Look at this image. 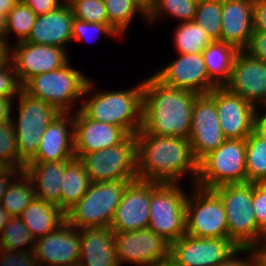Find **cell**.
Here are the masks:
<instances>
[{
    "mask_svg": "<svg viewBox=\"0 0 266 266\" xmlns=\"http://www.w3.org/2000/svg\"><path fill=\"white\" fill-rule=\"evenodd\" d=\"M68 115L61 113L45 128L38 150L29 162H58L75 158L74 115Z\"/></svg>",
    "mask_w": 266,
    "mask_h": 266,
    "instance_id": "7402d4cb",
    "label": "cell"
},
{
    "mask_svg": "<svg viewBox=\"0 0 266 266\" xmlns=\"http://www.w3.org/2000/svg\"><path fill=\"white\" fill-rule=\"evenodd\" d=\"M186 199V234L201 238H228L226 211L213 189L193 185Z\"/></svg>",
    "mask_w": 266,
    "mask_h": 266,
    "instance_id": "8fae6325",
    "label": "cell"
},
{
    "mask_svg": "<svg viewBox=\"0 0 266 266\" xmlns=\"http://www.w3.org/2000/svg\"><path fill=\"white\" fill-rule=\"evenodd\" d=\"M139 9L148 16L149 13L153 10L156 0H132Z\"/></svg>",
    "mask_w": 266,
    "mask_h": 266,
    "instance_id": "db71d44e",
    "label": "cell"
},
{
    "mask_svg": "<svg viewBox=\"0 0 266 266\" xmlns=\"http://www.w3.org/2000/svg\"><path fill=\"white\" fill-rule=\"evenodd\" d=\"M109 25L118 33L124 34L139 12L147 19V16L139 9V7L132 0H104ZM125 31V32H124Z\"/></svg>",
    "mask_w": 266,
    "mask_h": 266,
    "instance_id": "e575fe53",
    "label": "cell"
},
{
    "mask_svg": "<svg viewBox=\"0 0 266 266\" xmlns=\"http://www.w3.org/2000/svg\"><path fill=\"white\" fill-rule=\"evenodd\" d=\"M0 266H39L34 251H13L0 248Z\"/></svg>",
    "mask_w": 266,
    "mask_h": 266,
    "instance_id": "b9f144b4",
    "label": "cell"
},
{
    "mask_svg": "<svg viewBox=\"0 0 266 266\" xmlns=\"http://www.w3.org/2000/svg\"><path fill=\"white\" fill-rule=\"evenodd\" d=\"M223 87L255 107L260 101L266 108V63L251 57L244 50L239 51L235 56L229 79Z\"/></svg>",
    "mask_w": 266,
    "mask_h": 266,
    "instance_id": "d6986e66",
    "label": "cell"
},
{
    "mask_svg": "<svg viewBox=\"0 0 266 266\" xmlns=\"http://www.w3.org/2000/svg\"><path fill=\"white\" fill-rule=\"evenodd\" d=\"M246 182V139H226L198 163V187L214 189Z\"/></svg>",
    "mask_w": 266,
    "mask_h": 266,
    "instance_id": "52a82bcc",
    "label": "cell"
},
{
    "mask_svg": "<svg viewBox=\"0 0 266 266\" xmlns=\"http://www.w3.org/2000/svg\"><path fill=\"white\" fill-rule=\"evenodd\" d=\"M137 142V178L157 183H180L184 173H192L195 185L198 162L189 139L158 136L142 128L135 134Z\"/></svg>",
    "mask_w": 266,
    "mask_h": 266,
    "instance_id": "6da1fadb",
    "label": "cell"
},
{
    "mask_svg": "<svg viewBox=\"0 0 266 266\" xmlns=\"http://www.w3.org/2000/svg\"><path fill=\"white\" fill-rule=\"evenodd\" d=\"M241 253L250 254V257L246 259L238 258L237 255ZM246 260V261H245ZM217 266H255L253 253L250 248H240L235 254H233L228 260Z\"/></svg>",
    "mask_w": 266,
    "mask_h": 266,
    "instance_id": "7dc6e473",
    "label": "cell"
},
{
    "mask_svg": "<svg viewBox=\"0 0 266 266\" xmlns=\"http://www.w3.org/2000/svg\"><path fill=\"white\" fill-rule=\"evenodd\" d=\"M254 130L266 141V112L260 115L258 114Z\"/></svg>",
    "mask_w": 266,
    "mask_h": 266,
    "instance_id": "816d5d0a",
    "label": "cell"
},
{
    "mask_svg": "<svg viewBox=\"0 0 266 266\" xmlns=\"http://www.w3.org/2000/svg\"><path fill=\"white\" fill-rule=\"evenodd\" d=\"M154 266H175V265L171 261H168Z\"/></svg>",
    "mask_w": 266,
    "mask_h": 266,
    "instance_id": "91938a15",
    "label": "cell"
},
{
    "mask_svg": "<svg viewBox=\"0 0 266 266\" xmlns=\"http://www.w3.org/2000/svg\"><path fill=\"white\" fill-rule=\"evenodd\" d=\"M38 265L65 266L80 260V232L66 220L54 231L35 240Z\"/></svg>",
    "mask_w": 266,
    "mask_h": 266,
    "instance_id": "ffe728a7",
    "label": "cell"
},
{
    "mask_svg": "<svg viewBox=\"0 0 266 266\" xmlns=\"http://www.w3.org/2000/svg\"><path fill=\"white\" fill-rule=\"evenodd\" d=\"M82 266H119L115 252V233L110 227L80 229Z\"/></svg>",
    "mask_w": 266,
    "mask_h": 266,
    "instance_id": "d4e9b609",
    "label": "cell"
},
{
    "mask_svg": "<svg viewBox=\"0 0 266 266\" xmlns=\"http://www.w3.org/2000/svg\"><path fill=\"white\" fill-rule=\"evenodd\" d=\"M240 248L229 238H201L185 234L170 244L175 266H217Z\"/></svg>",
    "mask_w": 266,
    "mask_h": 266,
    "instance_id": "7c38bea8",
    "label": "cell"
},
{
    "mask_svg": "<svg viewBox=\"0 0 266 266\" xmlns=\"http://www.w3.org/2000/svg\"><path fill=\"white\" fill-rule=\"evenodd\" d=\"M73 20L71 8L64 0L59 8L36 17L31 32L25 41L65 49V44L72 41Z\"/></svg>",
    "mask_w": 266,
    "mask_h": 266,
    "instance_id": "cb8c5ba5",
    "label": "cell"
},
{
    "mask_svg": "<svg viewBox=\"0 0 266 266\" xmlns=\"http://www.w3.org/2000/svg\"><path fill=\"white\" fill-rule=\"evenodd\" d=\"M193 21L205 31L212 41H220L222 0H203L198 2Z\"/></svg>",
    "mask_w": 266,
    "mask_h": 266,
    "instance_id": "d6a6232c",
    "label": "cell"
},
{
    "mask_svg": "<svg viewBox=\"0 0 266 266\" xmlns=\"http://www.w3.org/2000/svg\"><path fill=\"white\" fill-rule=\"evenodd\" d=\"M142 88L143 81L131 89L97 92L79 109L92 120L118 126L134 135L142 127Z\"/></svg>",
    "mask_w": 266,
    "mask_h": 266,
    "instance_id": "3957f363",
    "label": "cell"
},
{
    "mask_svg": "<svg viewBox=\"0 0 266 266\" xmlns=\"http://www.w3.org/2000/svg\"><path fill=\"white\" fill-rule=\"evenodd\" d=\"M198 2L194 0H156L153 10L147 16L150 23L162 14L171 15L182 22L193 21Z\"/></svg>",
    "mask_w": 266,
    "mask_h": 266,
    "instance_id": "8d00e7d4",
    "label": "cell"
},
{
    "mask_svg": "<svg viewBox=\"0 0 266 266\" xmlns=\"http://www.w3.org/2000/svg\"><path fill=\"white\" fill-rule=\"evenodd\" d=\"M36 17L37 15L19 0L7 15L6 42L7 37L9 38L12 32L18 37L17 42L25 41L31 32Z\"/></svg>",
    "mask_w": 266,
    "mask_h": 266,
    "instance_id": "74e56055",
    "label": "cell"
},
{
    "mask_svg": "<svg viewBox=\"0 0 266 266\" xmlns=\"http://www.w3.org/2000/svg\"><path fill=\"white\" fill-rule=\"evenodd\" d=\"M239 50L221 41H212L202 52L209 78L223 86L229 79L236 54Z\"/></svg>",
    "mask_w": 266,
    "mask_h": 266,
    "instance_id": "f1b7e54d",
    "label": "cell"
},
{
    "mask_svg": "<svg viewBox=\"0 0 266 266\" xmlns=\"http://www.w3.org/2000/svg\"><path fill=\"white\" fill-rule=\"evenodd\" d=\"M20 176L22 178L15 177L10 182L0 203L12 217H20L24 209L35 198L34 185L31 179L24 171L21 172Z\"/></svg>",
    "mask_w": 266,
    "mask_h": 266,
    "instance_id": "f546056e",
    "label": "cell"
},
{
    "mask_svg": "<svg viewBox=\"0 0 266 266\" xmlns=\"http://www.w3.org/2000/svg\"><path fill=\"white\" fill-rule=\"evenodd\" d=\"M244 51L266 63V31H253L249 45Z\"/></svg>",
    "mask_w": 266,
    "mask_h": 266,
    "instance_id": "ee69618b",
    "label": "cell"
},
{
    "mask_svg": "<svg viewBox=\"0 0 266 266\" xmlns=\"http://www.w3.org/2000/svg\"><path fill=\"white\" fill-rule=\"evenodd\" d=\"M0 235L2 249L27 252L26 248L24 250L21 248L27 245L28 251L34 250L35 238L20 217H12Z\"/></svg>",
    "mask_w": 266,
    "mask_h": 266,
    "instance_id": "836d02e7",
    "label": "cell"
},
{
    "mask_svg": "<svg viewBox=\"0 0 266 266\" xmlns=\"http://www.w3.org/2000/svg\"><path fill=\"white\" fill-rule=\"evenodd\" d=\"M21 172L16 168L0 167V203L10 182L14 177H17V174L20 175Z\"/></svg>",
    "mask_w": 266,
    "mask_h": 266,
    "instance_id": "c3c4849f",
    "label": "cell"
},
{
    "mask_svg": "<svg viewBox=\"0 0 266 266\" xmlns=\"http://www.w3.org/2000/svg\"><path fill=\"white\" fill-rule=\"evenodd\" d=\"M254 31H266V0L253 1Z\"/></svg>",
    "mask_w": 266,
    "mask_h": 266,
    "instance_id": "bcb514c9",
    "label": "cell"
},
{
    "mask_svg": "<svg viewBox=\"0 0 266 266\" xmlns=\"http://www.w3.org/2000/svg\"><path fill=\"white\" fill-rule=\"evenodd\" d=\"M92 181L84 164L77 158L65 161L61 181V210L66 213L88 191Z\"/></svg>",
    "mask_w": 266,
    "mask_h": 266,
    "instance_id": "83f0119b",
    "label": "cell"
},
{
    "mask_svg": "<svg viewBox=\"0 0 266 266\" xmlns=\"http://www.w3.org/2000/svg\"><path fill=\"white\" fill-rule=\"evenodd\" d=\"M198 95L166 86L151 75L143 81L141 128L152 135L188 139L192 107Z\"/></svg>",
    "mask_w": 266,
    "mask_h": 266,
    "instance_id": "7a4b0ae2",
    "label": "cell"
},
{
    "mask_svg": "<svg viewBox=\"0 0 266 266\" xmlns=\"http://www.w3.org/2000/svg\"><path fill=\"white\" fill-rule=\"evenodd\" d=\"M7 15L0 14V39L6 40Z\"/></svg>",
    "mask_w": 266,
    "mask_h": 266,
    "instance_id": "680465c9",
    "label": "cell"
},
{
    "mask_svg": "<svg viewBox=\"0 0 266 266\" xmlns=\"http://www.w3.org/2000/svg\"><path fill=\"white\" fill-rule=\"evenodd\" d=\"M70 65L68 62L57 70L30 78L22 85V90L56 107L61 113H70L75 101L89 94L94 87L89 78Z\"/></svg>",
    "mask_w": 266,
    "mask_h": 266,
    "instance_id": "277c9868",
    "label": "cell"
},
{
    "mask_svg": "<svg viewBox=\"0 0 266 266\" xmlns=\"http://www.w3.org/2000/svg\"><path fill=\"white\" fill-rule=\"evenodd\" d=\"M247 182H266V141L254 130L246 138Z\"/></svg>",
    "mask_w": 266,
    "mask_h": 266,
    "instance_id": "4dcf8cb0",
    "label": "cell"
},
{
    "mask_svg": "<svg viewBox=\"0 0 266 266\" xmlns=\"http://www.w3.org/2000/svg\"><path fill=\"white\" fill-rule=\"evenodd\" d=\"M9 61H10L9 42L0 39V66L5 65Z\"/></svg>",
    "mask_w": 266,
    "mask_h": 266,
    "instance_id": "f5cc1de1",
    "label": "cell"
},
{
    "mask_svg": "<svg viewBox=\"0 0 266 266\" xmlns=\"http://www.w3.org/2000/svg\"><path fill=\"white\" fill-rule=\"evenodd\" d=\"M97 33L99 36L100 34L109 35L112 37H120L118 33L109 25V24H98V23H91V22H84L77 19H74L72 22V42L74 41H90L89 34ZM97 35V36H98ZM96 36V37H97ZM98 38V37H97ZM90 39L91 36H90ZM95 39V38H93Z\"/></svg>",
    "mask_w": 266,
    "mask_h": 266,
    "instance_id": "ab89813d",
    "label": "cell"
},
{
    "mask_svg": "<svg viewBox=\"0 0 266 266\" xmlns=\"http://www.w3.org/2000/svg\"><path fill=\"white\" fill-rule=\"evenodd\" d=\"M67 52V49L58 46L21 41L10 47V61L23 85L36 75L54 71L66 65L70 61Z\"/></svg>",
    "mask_w": 266,
    "mask_h": 266,
    "instance_id": "e0dca14e",
    "label": "cell"
},
{
    "mask_svg": "<svg viewBox=\"0 0 266 266\" xmlns=\"http://www.w3.org/2000/svg\"><path fill=\"white\" fill-rule=\"evenodd\" d=\"M214 100L226 139H246L255 129L257 107L241 96L217 86L208 93Z\"/></svg>",
    "mask_w": 266,
    "mask_h": 266,
    "instance_id": "5bb4252c",
    "label": "cell"
},
{
    "mask_svg": "<svg viewBox=\"0 0 266 266\" xmlns=\"http://www.w3.org/2000/svg\"><path fill=\"white\" fill-rule=\"evenodd\" d=\"M74 19L109 24L104 0H66Z\"/></svg>",
    "mask_w": 266,
    "mask_h": 266,
    "instance_id": "f35d334b",
    "label": "cell"
},
{
    "mask_svg": "<svg viewBox=\"0 0 266 266\" xmlns=\"http://www.w3.org/2000/svg\"><path fill=\"white\" fill-rule=\"evenodd\" d=\"M253 1L222 0L220 41L245 50L253 34Z\"/></svg>",
    "mask_w": 266,
    "mask_h": 266,
    "instance_id": "603a6c76",
    "label": "cell"
},
{
    "mask_svg": "<svg viewBox=\"0 0 266 266\" xmlns=\"http://www.w3.org/2000/svg\"><path fill=\"white\" fill-rule=\"evenodd\" d=\"M252 247H266V224L261 227L258 238Z\"/></svg>",
    "mask_w": 266,
    "mask_h": 266,
    "instance_id": "6f0895ef",
    "label": "cell"
},
{
    "mask_svg": "<svg viewBox=\"0 0 266 266\" xmlns=\"http://www.w3.org/2000/svg\"><path fill=\"white\" fill-rule=\"evenodd\" d=\"M226 211L228 238L239 248H251L261 227L253 206V183L225 184L213 189Z\"/></svg>",
    "mask_w": 266,
    "mask_h": 266,
    "instance_id": "8992f818",
    "label": "cell"
},
{
    "mask_svg": "<svg viewBox=\"0 0 266 266\" xmlns=\"http://www.w3.org/2000/svg\"><path fill=\"white\" fill-rule=\"evenodd\" d=\"M65 266H82V265L79 262H76V263L65 265Z\"/></svg>",
    "mask_w": 266,
    "mask_h": 266,
    "instance_id": "94428289",
    "label": "cell"
},
{
    "mask_svg": "<svg viewBox=\"0 0 266 266\" xmlns=\"http://www.w3.org/2000/svg\"><path fill=\"white\" fill-rule=\"evenodd\" d=\"M158 184L138 178L127 183L110 223L114 233L148 228L150 192Z\"/></svg>",
    "mask_w": 266,
    "mask_h": 266,
    "instance_id": "2e32d148",
    "label": "cell"
},
{
    "mask_svg": "<svg viewBox=\"0 0 266 266\" xmlns=\"http://www.w3.org/2000/svg\"><path fill=\"white\" fill-rule=\"evenodd\" d=\"M25 163L19 158L17 140L11 119L0 122V167L24 171Z\"/></svg>",
    "mask_w": 266,
    "mask_h": 266,
    "instance_id": "d590c367",
    "label": "cell"
},
{
    "mask_svg": "<svg viewBox=\"0 0 266 266\" xmlns=\"http://www.w3.org/2000/svg\"><path fill=\"white\" fill-rule=\"evenodd\" d=\"M129 181L132 180L92 182L82 198L65 213V220L78 230L110 227Z\"/></svg>",
    "mask_w": 266,
    "mask_h": 266,
    "instance_id": "5b68a950",
    "label": "cell"
},
{
    "mask_svg": "<svg viewBox=\"0 0 266 266\" xmlns=\"http://www.w3.org/2000/svg\"><path fill=\"white\" fill-rule=\"evenodd\" d=\"M253 206L257 224H266V182L253 183Z\"/></svg>",
    "mask_w": 266,
    "mask_h": 266,
    "instance_id": "7bdbcfd3",
    "label": "cell"
},
{
    "mask_svg": "<svg viewBox=\"0 0 266 266\" xmlns=\"http://www.w3.org/2000/svg\"><path fill=\"white\" fill-rule=\"evenodd\" d=\"M188 139L198 163L226 140L220 127L215 100L208 93L199 94L193 104Z\"/></svg>",
    "mask_w": 266,
    "mask_h": 266,
    "instance_id": "9a60e30c",
    "label": "cell"
},
{
    "mask_svg": "<svg viewBox=\"0 0 266 266\" xmlns=\"http://www.w3.org/2000/svg\"><path fill=\"white\" fill-rule=\"evenodd\" d=\"M12 100L0 98V122L11 119Z\"/></svg>",
    "mask_w": 266,
    "mask_h": 266,
    "instance_id": "681fc988",
    "label": "cell"
},
{
    "mask_svg": "<svg viewBox=\"0 0 266 266\" xmlns=\"http://www.w3.org/2000/svg\"><path fill=\"white\" fill-rule=\"evenodd\" d=\"M22 91L17 72L11 61L0 66V98L13 100Z\"/></svg>",
    "mask_w": 266,
    "mask_h": 266,
    "instance_id": "60d3db41",
    "label": "cell"
},
{
    "mask_svg": "<svg viewBox=\"0 0 266 266\" xmlns=\"http://www.w3.org/2000/svg\"><path fill=\"white\" fill-rule=\"evenodd\" d=\"M115 252L119 266L123 262L154 266L170 261V243L149 228L115 233Z\"/></svg>",
    "mask_w": 266,
    "mask_h": 266,
    "instance_id": "4fadbf2b",
    "label": "cell"
},
{
    "mask_svg": "<svg viewBox=\"0 0 266 266\" xmlns=\"http://www.w3.org/2000/svg\"><path fill=\"white\" fill-rule=\"evenodd\" d=\"M179 55L153 76L166 86L197 94H207L217 87L207 74L202 52Z\"/></svg>",
    "mask_w": 266,
    "mask_h": 266,
    "instance_id": "ac0fdd59",
    "label": "cell"
},
{
    "mask_svg": "<svg viewBox=\"0 0 266 266\" xmlns=\"http://www.w3.org/2000/svg\"><path fill=\"white\" fill-rule=\"evenodd\" d=\"M17 123L12 119L19 158L27 164L36 154L45 128L61 112L49 103L31 97L23 90L19 93Z\"/></svg>",
    "mask_w": 266,
    "mask_h": 266,
    "instance_id": "9c48e42d",
    "label": "cell"
},
{
    "mask_svg": "<svg viewBox=\"0 0 266 266\" xmlns=\"http://www.w3.org/2000/svg\"><path fill=\"white\" fill-rule=\"evenodd\" d=\"M26 4L37 16L49 13L59 8L63 3L60 0H21Z\"/></svg>",
    "mask_w": 266,
    "mask_h": 266,
    "instance_id": "f6af8a7d",
    "label": "cell"
},
{
    "mask_svg": "<svg viewBox=\"0 0 266 266\" xmlns=\"http://www.w3.org/2000/svg\"><path fill=\"white\" fill-rule=\"evenodd\" d=\"M174 44L179 54L201 53L212 42L194 21L181 22L174 33Z\"/></svg>",
    "mask_w": 266,
    "mask_h": 266,
    "instance_id": "1f68e13d",
    "label": "cell"
},
{
    "mask_svg": "<svg viewBox=\"0 0 266 266\" xmlns=\"http://www.w3.org/2000/svg\"><path fill=\"white\" fill-rule=\"evenodd\" d=\"M65 161L28 162L24 172L34 185L35 198L57 205L61 209V181Z\"/></svg>",
    "mask_w": 266,
    "mask_h": 266,
    "instance_id": "484cf974",
    "label": "cell"
},
{
    "mask_svg": "<svg viewBox=\"0 0 266 266\" xmlns=\"http://www.w3.org/2000/svg\"><path fill=\"white\" fill-rule=\"evenodd\" d=\"M187 196L179 183H159L150 192L148 228L170 244L186 234Z\"/></svg>",
    "mask_w": 266,
    "mask_h": 266,
    "instance_id": "ba28073f",
    "label": "cell"
},
{
    "mask_svg": "<svg viewBox=\"0 0 266 266\" xmlns=\"http://www.w3.org/2000/svg\"><path fill=\"white\" fill-rule=\"evenodd\" d=\"M84 164L92 182L137 179V142L128 135L120 144L83 154Z\"/></svg>",
    "mask_w": 266,
    "mask_h": 266,
    "instance_id": "30bf717a",
    "label": "cell"
},
{
    "mask_svg": "<svg viewBox=\"0 0 266 266\" xmlns=\"http://www.w3.org/2000/svg\"><path fill=\"white\" fill-rule=\"evenodd\" d=\"M20 218L36 240L62 224L65 221V213L55 204L34 198Z\"/></svg>",
    "mask_w": 266,
    "mask_h": 266,
    "instance_id": "4316f807",
    "label": "cell"
},
{
    "mask_svg": "<svg viewBox=\"0 0 266 266\" xmlns=\"http://www.w3.org/2000/svg\"><path fill=\"white\" fill-rule=\"evenodd\" d=\"M19 0H0V14L8 15Z\"/></svg>",
    "mask_w": 266,
    "mask_h": 266,
    "instance_id": "11a10c76",
    "label": "cell"
},
{
    "mask_svg": "<svg viewBox=\"0 0 266 266\" xmlns=\"http://www.w3.org/2000/svg\"><path fill=\"white\" fill-rule=\"evenodd\" d=\"M127 136L122 128L92 120L79 108L74 113V152L77 159L83 154L116 146Z\"/></svg>",
    "mask_w": 266,
    "mask_h": 266,
    "instance_id": "44dd1931",
    "label": "cell"
},
{
    "mask_svg": "<svg viewBox=\"0 0 266 266\" xmlns=\"http://www.w3.org/2000/svg\"><path fill=\"white\" fill-rule=\"evenodd\" d=\"M11 218L12 216L0 205V234Z\"/></svg>",
    "mask_w": 266,
    "mask_h": 266,
    "instance_id": "9f6ffc18",
    "label": "cell"
},
{
    "mask_svg": "<svg viewBox=\"0 0 266 266\" xmlns=\"http://www.w3.org/2000/svg\"><path fill=\"white\" fill-rule=\"evenodd\" d=\"M250 249L253 253L255 266H266V247H251Z\"/></svg>",
    "mask_w": 266,
    "mask_h": 266,
    "instance_id": "f907efd6",
    "label": "cell"
}]
</instances>
